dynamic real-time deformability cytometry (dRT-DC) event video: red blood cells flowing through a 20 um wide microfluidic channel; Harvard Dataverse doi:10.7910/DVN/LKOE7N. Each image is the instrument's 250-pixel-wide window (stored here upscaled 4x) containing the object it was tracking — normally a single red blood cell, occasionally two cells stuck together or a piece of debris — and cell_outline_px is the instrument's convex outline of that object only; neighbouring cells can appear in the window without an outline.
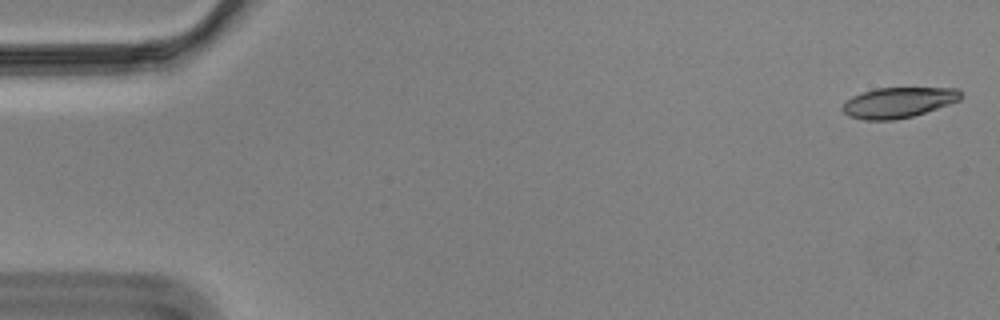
{"species": "Egyptian fruit bat (a non-hibernating species)", "species_latin": "Rousettus aegyptiacus", "temperature_condition": "cold", "stored_images_in_passage": 57, "camera_frame_rate_fps": 3000, "um_per_image_px": 0.085, "animal": {"sex": "male"}, "frame": {"image": 1, "passage_image": 1, "time_ms": 0.0, "image_size_px": [1000, 320], "cell_outline_px": [[964, 96], [960, 100], [912, 116], [892, 120], [864, 120], [848, 116], [844, 112], [844, 104], [852, 96], [876, 88], [960, 88]], "centroid_in_image_um": [76.4, 8.7], "position_along_channel_um": 8.6, "area_um2": 20.75}}
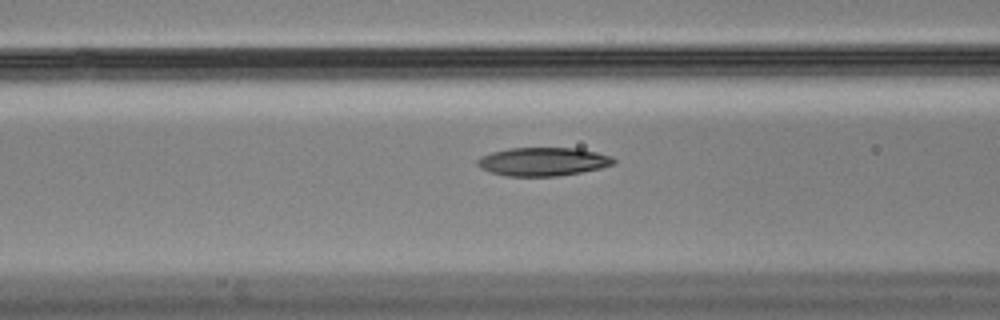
{"frame": {"image": 2, "passage_image": 22, "time_ms": 7.0, "image_size_px": [1000, 320], "cell_outline_px": [[616, 160], [612, 164], [600, 168], [580, 172], [556, 176], [504, 176], [488, 172], [480, 168], [476, 164], [476, 160], [480, 156], [492, 152], [508, 148], [580, 148], [612, 156]], "centroid_in_image_um": [46.1, 13.73], "position_along_channel_um": 120.5, "area_um2": 22.72}}
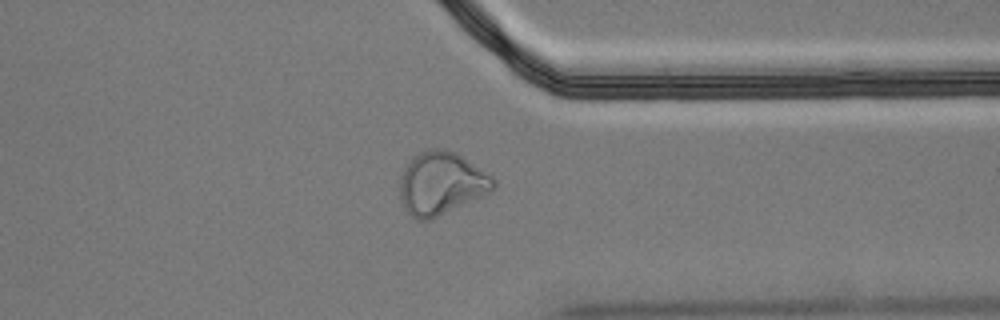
{"frame": {"image": 3, "passage_image": 44, "time_ms": 14.333, "image_size_px": [1000, 320], "cell_outline_px": [[496, 184], [492, 192], [432, 220], [416, 220], [404, 208], [400, 200], [400, 168], [412, 156], [428, 148], [448, 148], [456, 152], [492, 176], [496, 180]], "centroid_in_image_um": [37.48, 15.57], "position_along_channel_um": 373.9, "area_um2": 35.14}}